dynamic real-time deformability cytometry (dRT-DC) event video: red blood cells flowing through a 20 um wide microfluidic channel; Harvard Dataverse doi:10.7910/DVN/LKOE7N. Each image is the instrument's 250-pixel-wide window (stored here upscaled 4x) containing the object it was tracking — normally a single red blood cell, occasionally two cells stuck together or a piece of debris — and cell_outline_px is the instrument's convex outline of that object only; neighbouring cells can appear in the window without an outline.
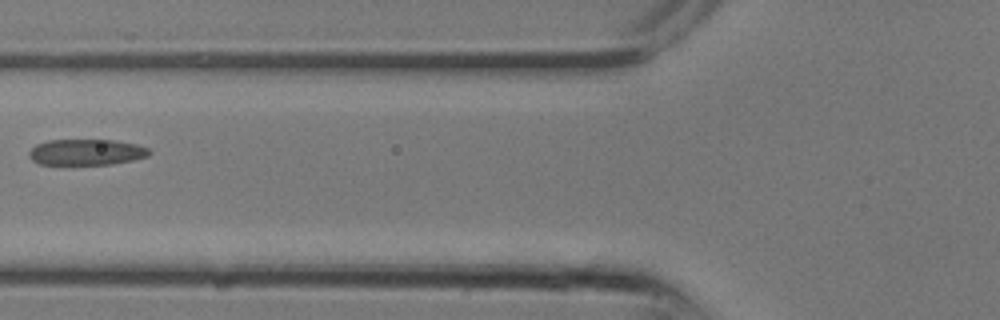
{"species": "common noctule bat (a hibernating species)", "species_latin": "Nyctalus noctula", "temperature_condition": "room temperature", "stored_images_in_passage": 10, "camera_frame_rate_fps": 3000, "um_per_image_px": 0.085, "animal": {"sex": "male", "body_mass_g": 13.3}, "frame": {"image": 1, "passage_image": 6, "time_ms": 1.667, "image_size_px": [1000, 320], "cell_outline_px": [[152, 152], [148, 156], [132, 160], [112, 164], [40, 164], [32, 160], [28, 156], [28, 152], [36, 144], [48, 140], [116, 140], [136, 144], [148, 148]], "centroid_in_image_um": [7.34, 12.93], "position_along_channel_um": 118.5, "area_um2": 18.21}}
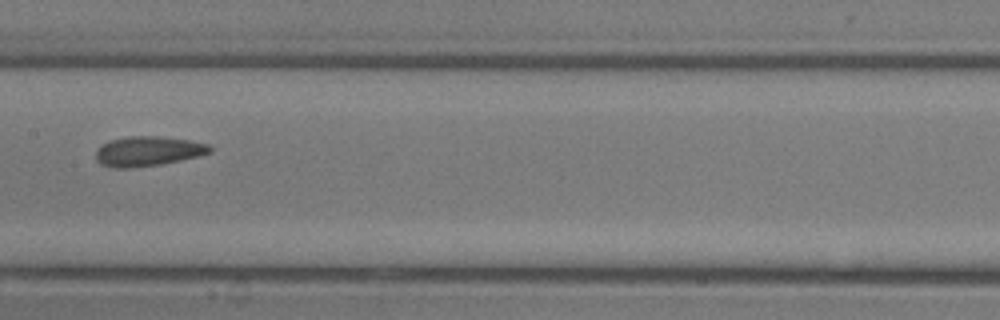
{"frame": {"image": 2, "passage_image": 9, "time_ms": 2.667, "image_size_px": [1000, 320], "cell_outline_px": [[212, 152], [200, 156], [160, 164], [132, 168], [112, 168], [100, 164], [96, 160], [96, 148], [108, 140], [128, 136], [156, 136], [188, 140], [208, 144], [212, 148]], "centroid_in_image_um": [12.54, 12.86], "position_along_channel_um": 194.9, "area_um2": 19.94}}